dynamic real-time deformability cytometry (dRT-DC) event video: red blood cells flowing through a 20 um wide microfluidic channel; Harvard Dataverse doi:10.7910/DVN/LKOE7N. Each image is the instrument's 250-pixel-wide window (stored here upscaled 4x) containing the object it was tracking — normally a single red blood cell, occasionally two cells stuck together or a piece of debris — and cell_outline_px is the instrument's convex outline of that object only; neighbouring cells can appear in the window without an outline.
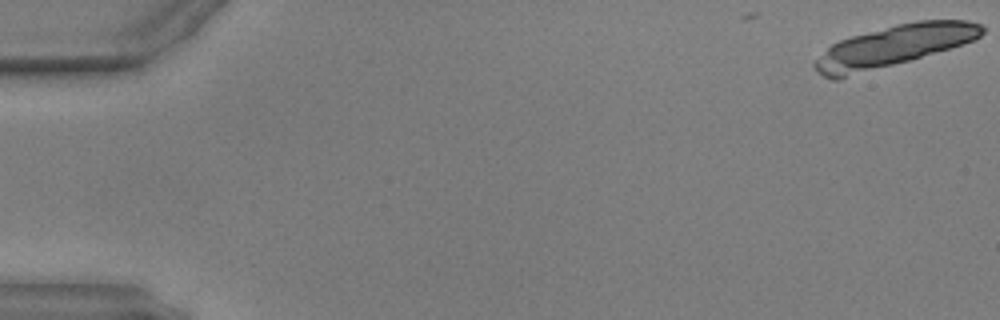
{"species": "common noctule bat (a hibernating species)", "species_latin": "Nyctalus noctula", "temperature_condition": "warm", "stored_images_in_passage": 2, "camera_frame_rate_fps": 3000, "um_per_image_px": 0.085, "animal": {"sex": "male", "body_mass_g": 17.9, "forearm_length_mm": 54.2}, "frame": {"image": 1, "passage_image": 2, "time_ms": 0.333, "image_size_px": [1000, 320], "cell_outline_px": [[980, 32], [976, 36], [968, 40], [944, 48], [904, 60], [836, 76], [828, 76], [832, 48], [836, 44], [844, 40], [904, 24], [932, 20], [956, 20], [976, 24], [980, 28]], "centroid_in_image_um": [76.32, 3.78], "position_along_channel_um": 8.7, "area_um2": 32.95}}